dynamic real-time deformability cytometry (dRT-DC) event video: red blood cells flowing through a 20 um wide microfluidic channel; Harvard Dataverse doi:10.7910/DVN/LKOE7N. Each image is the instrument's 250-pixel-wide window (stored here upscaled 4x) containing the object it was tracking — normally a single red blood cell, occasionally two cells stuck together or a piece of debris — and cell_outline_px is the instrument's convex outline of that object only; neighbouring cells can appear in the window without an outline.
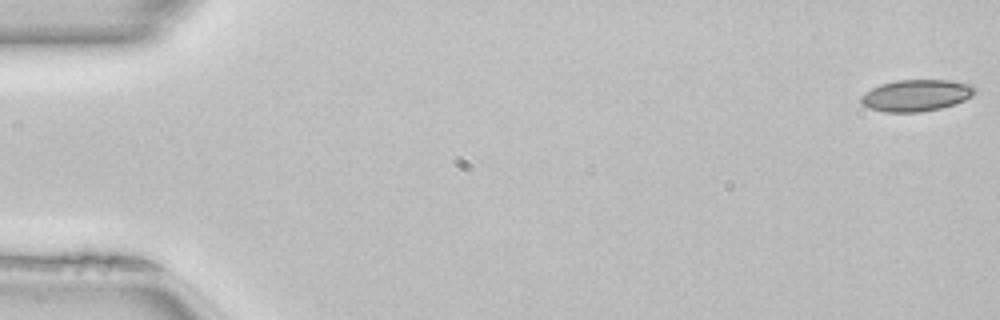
{"species": "common noctule bat (a hibernating species)", "species_latin": "Nyctalus noctula", "temperature_condition": "room temperature", "stored_images_in_passage": 51, "camera_frame_rate_fps": 3000, "um_per_image_px": 0.085, "animal": {"sex": "female", "body_mass_g": 22.7, "forearm_length_mm": 54.2}, "frame": {"image": 1, "passage_image": 1, "time_ms": 0.0, "image_size_px": [1000, 320], "cell_outline_px": [[976, 92], [972, 96], [964, 100], [940, 108], [920, 112], [884, 112], [868, 108], [860, 104], [860, 96], [864, 92], [880, 84], [896, 80], [948, 80], [972, 84], [976, 88]], "centroid_in_image_um": [77.84, 8.1], "position_along_channel_um": 7.2, "area_um2": 21.15}}
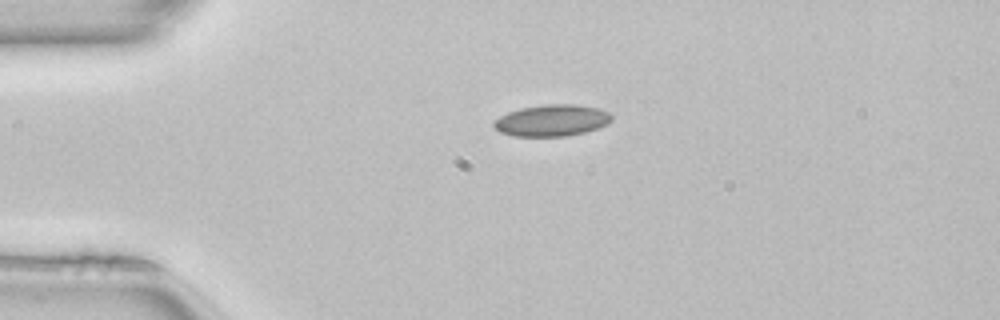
{"frame": {"image": 2, "passage_image": 12, "time_ms": 3.667, "image_size_px": [1000, 320], "cell_outline_px": [[612, 120], [608, 124], [584, 132], [568, 136], [516, 136], [500, 132], [492, 124], [492, 120], [508, 112], [520, 108], [544, 104], [572, 104], [600, 108], [608, 112], [612, 116]], "centroid_in_image_um": [46.9, 10.23], "position_along_channel_um": 38.1, "area_um2": 21.73}}
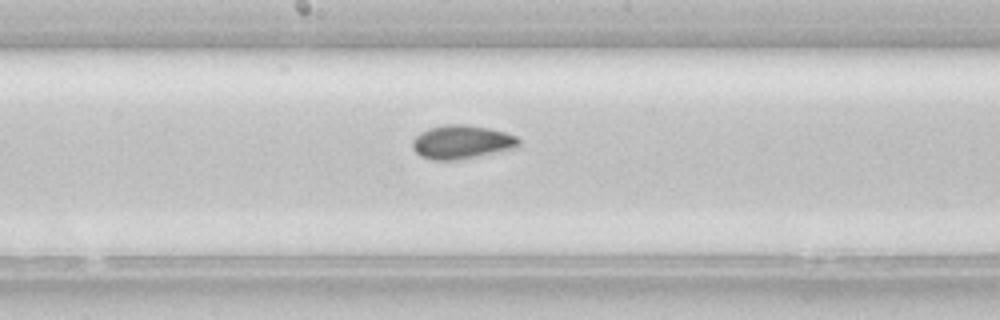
{"frame": {"image": 3, "passage_image": 27, "time_ms": 8.667, "image_size_px": [1000, 320], "cell_outline_px": [[520, 144], [516, 148], [456, 160], [432, 160], [420, 156], [412, 148], [412, 140], [420, 132], [428, 128], [444, 124], [468, 124], [488, 128], [504, 132], [516, 136], [520, 140]], "centroid_in_image_um": [39.22, 12.06], "position_along_channel_um": 209.0, "area_um2": 20.92}, "authors_computed_cell_mechanics": {"area_um2": 20.5768, "velocity_mm_per_s": 4.0827, "shape_relaxation_time_tau1_ms": 7.3947, "shape_relaxation_time_tau2_ms": 1.6559, "deformation_change_tau1": 0.1038, "deformation_change_tau2": 0.0423}}